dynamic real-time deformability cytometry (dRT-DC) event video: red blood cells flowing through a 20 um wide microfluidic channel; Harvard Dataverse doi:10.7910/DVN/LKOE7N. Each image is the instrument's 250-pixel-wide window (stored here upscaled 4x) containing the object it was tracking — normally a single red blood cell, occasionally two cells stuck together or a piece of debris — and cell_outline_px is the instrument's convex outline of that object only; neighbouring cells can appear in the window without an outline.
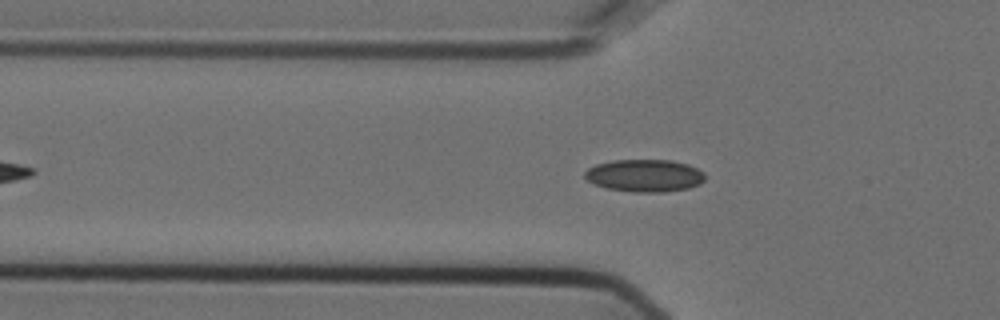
{"species": "Egyptian fruit bat (a non-hibernating species)", "species_latin": "Rousettus aegyptiacus", "temperature_condition": "cold", "stored_images_in_passage": 45, "camera_frame_rate_fps": 3000, "um_per_image_px": 0.085, "animal": {"sex": "female"}, "frame": {"image": 1, "passage_image": 7, "time_ms": 2.0, "image_size_px": [1000, 320], "cell_outline_px": [[704, 180], [700, 184], [688, 188], [664, 192], [632, 192], [604, 188], [592, 184], [584, 176], [584, 172], [588, 168], [596, 164], [612, 160], [672, 160], [688, 164], [704, 172]], "centroid_in_image_um": [54.77, 14.93], "position_along_channel_um": 71.0, "area_um2": 22.95}}
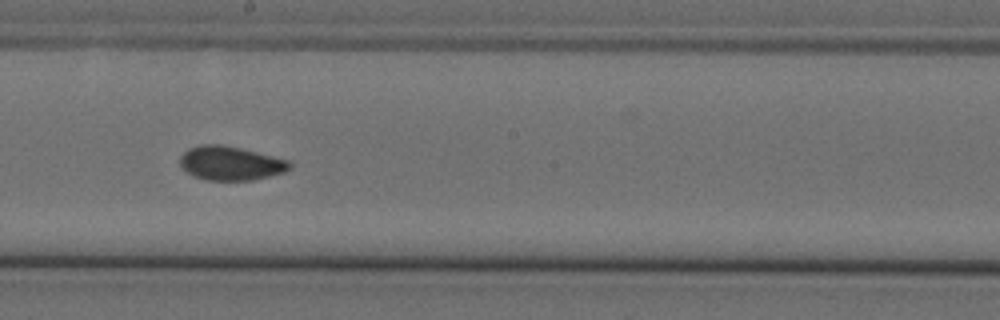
{"frame": {"image": 2, "passage_image": 20, "time_ms": 6.333, "image_size_px": [1000, 320], "cell_outline_px": [[292, 168], [284, 172], [252, 180], [208, 180], [192, 176], [180, 168], [180, 156], [188, 148], [200, 144], [220, 144], [240, 148], [288, 160], [292, 164]], "centroid_in_image_um": [19.55, 13.87], "position_along_channel_um": 228.6, "area_um2": 21.79}}
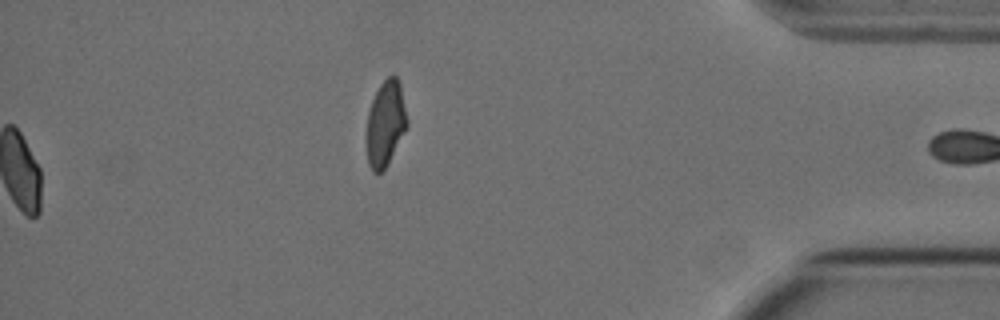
{"frame": {"image": 3, "passage_image": 45, "time_ms": 14.667, "image_size_px": [1000, 320], "cell_outline_px": [[408, 128], [388, 164], [380, 172], [372, 172], [368, 164], [368, 112], [372, 100], [380, 84], [388, 76], [396, 76], [400, 84], [408, 120]], "centroid_in_image_um": [32.8, 10.5], "position_along_channel_um": 402.4, "area_um2": 20.0}, "authors_computed_cell_mechanics": {"area_um2": 21.386, "velocity_mm_per_s": 3.6259, "shape_relaxation_time_tau1_ms": null, "shape_relaxation_time_tau2_ms": 1.2186, "deformation_change_tau1": null, "deformation_change_tau2": 0.0522}}